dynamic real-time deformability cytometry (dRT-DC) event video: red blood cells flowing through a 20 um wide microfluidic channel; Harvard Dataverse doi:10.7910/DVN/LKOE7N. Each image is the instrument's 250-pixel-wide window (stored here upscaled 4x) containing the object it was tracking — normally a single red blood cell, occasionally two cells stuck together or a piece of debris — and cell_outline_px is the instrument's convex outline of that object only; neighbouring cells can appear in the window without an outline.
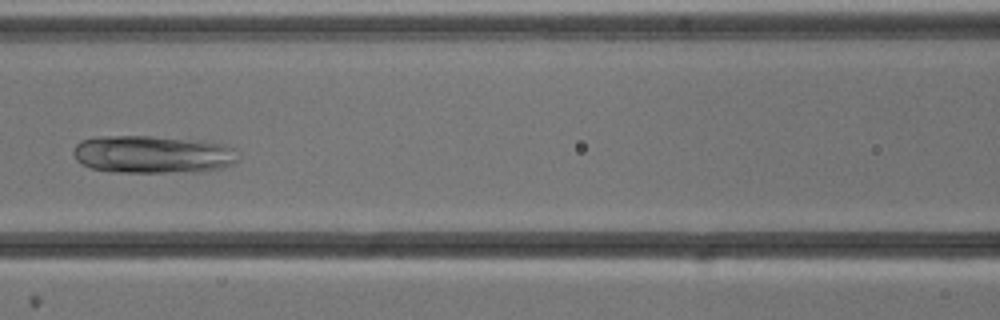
{"species": "common noctule bat (a hibernating species)", "species_latin": "Nyctalus noctula", "temperature_condition": "cold", "stored_images_in_passage": 32, "camera_frame_rate_fps": 3000, "um_per_image_px": 0.085, "animal": {"sex": "male", "body_mass_g": 13.3}, "frame": {"image": 1, "passage_image": 10, "time_ms": 3.0, "image_size_px": [1000, 320], "cell_outline_px": [[240, 156], [236, 164], [224, 168], [200, 172], [112, 172], [92, 168], [80, 164], [76, 160], [72, 152], [72, 148], [80, 140], [96, 136], [152, 136], [220, 144], [236, 148], [240, 152]], "centroid_in_image_um": [12.98, 13.14], "position_along_channel_um": 153.6, "area_um2": 36.7}}
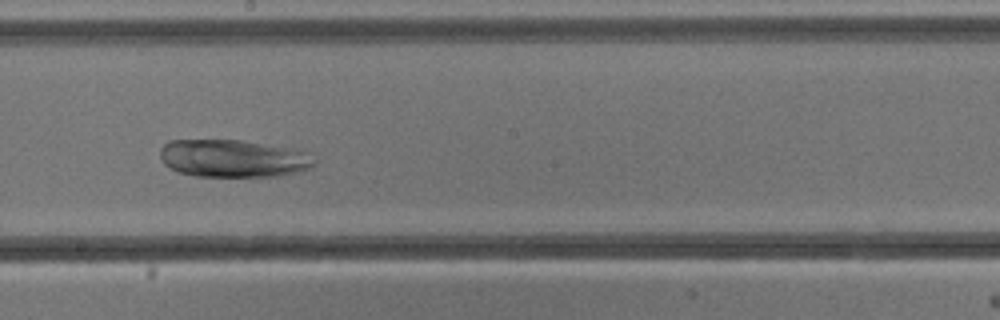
{"frame": {"image": 2, "passage_image": 16, "time_ms": 5.0, "image_size_px": [1000, 320], "cell_outline_px": [[316, 164], [308, 168], [296, 172], [280, 176], [196, 176], [180, 172], [164, 164], [160, 156], [160, 148], [168, 140], [240, 140], [288, 148], [300, 152], [316, 160]], "centroid_in_image_um": [19.75, 13.47], "position_along_channel_um": 228.5, "area_um2": 33.29}}
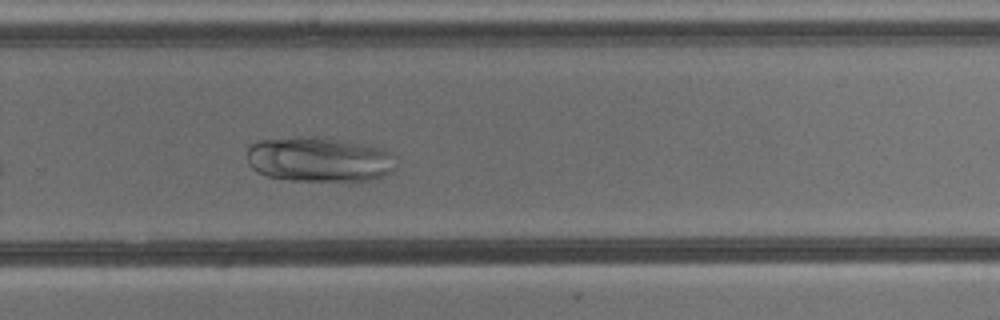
{"frame": {"image": 3, "passage_image": 22, "time_ms": 7.0, "image_size_px": [1000, 320], "cell_outline_px": [[400, 164], [392, 172], [372, 180], [288, 180], [268, 176], [252, 168], [248, 164], [248, 144], [260, 140], [312, 136], [324, 136], [368, 144], [384, 148], [396, 156]], "centroid_in_image_um": [27.22, 13.53], "position_along_channel_um": 302.6, "area_um2": 39.65}}